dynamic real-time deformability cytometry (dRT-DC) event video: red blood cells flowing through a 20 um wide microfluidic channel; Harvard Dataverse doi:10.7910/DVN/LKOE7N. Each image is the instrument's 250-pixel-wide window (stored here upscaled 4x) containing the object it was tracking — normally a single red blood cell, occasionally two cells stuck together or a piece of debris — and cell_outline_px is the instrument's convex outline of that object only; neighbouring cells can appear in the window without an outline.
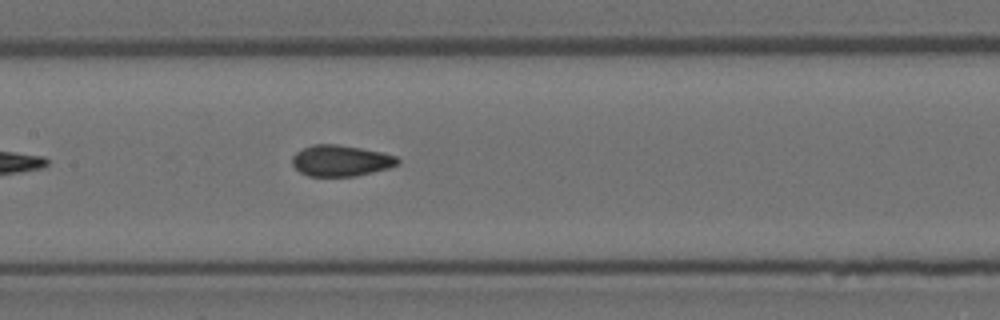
{"species": "Egyptian fruit bat (a non-hibernating species)", "species_latin": "Rousettus aegyptiacus", "temperature_condition": "room temperature", "stored_images_in_passage": 7, "camera_frame_rate_fps": 3000, "um_per_image_px": 0.085, "animal": {"sex": "female"}, "frame": {"image": 1, "passage_image": 7, "time_ms": 2.0, "image_size_px": [1000, 320], "cell_outline_px": [[400, 160], [396, 164], [388, 168], [356, 176], [308, 176], [300, 172], [292, 164], [292, 156], [296, 152], [312, 144], [336, 144], [360, 148], [380, 152], [396, 156]], "centroid_in_image_um": [28.93, 13.66], "position_along_channel_um": 178.5, "area_um2": 18.96}}